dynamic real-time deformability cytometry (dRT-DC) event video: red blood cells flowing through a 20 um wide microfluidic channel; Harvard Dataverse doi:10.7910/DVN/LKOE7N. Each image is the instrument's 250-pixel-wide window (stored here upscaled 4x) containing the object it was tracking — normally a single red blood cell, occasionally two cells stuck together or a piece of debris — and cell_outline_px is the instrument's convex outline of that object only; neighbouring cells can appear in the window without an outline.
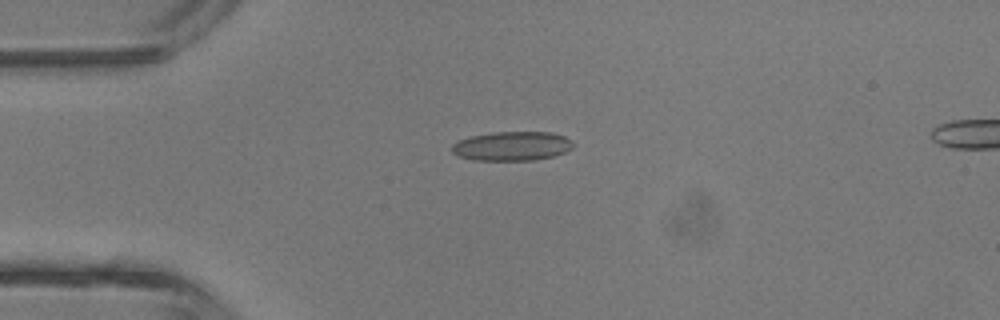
{"species": "common noctule bat (a hibernating species)", "species_latin": "Nyctalus noctula", "temperature_condition": "room temperature", "stored_images_in_passage": 16, "camera_frame_rate_fps": 3000, "um_per_image_px": 0.085, "animal": {"sex": "male", "body_mass_g": 13.3}, "frame": {"image": 1, "passage_image": 11, "time_ms": 3.333, "image_size_px": [1000, 320], "cell_outline_px": [[576, 144], [572, 148], [564, 152], [552, 156], [532, 160], [472, 160], [460, 156], [452, 152], [452, 144], [460, 140], [472, 136], [492, 132], [552, 132], [564, 136], [572, 140]], "centroid_in_image_um": [43.55, 12.41], "position_along_channel_um": 41.5, "area_um2": 20.58}}
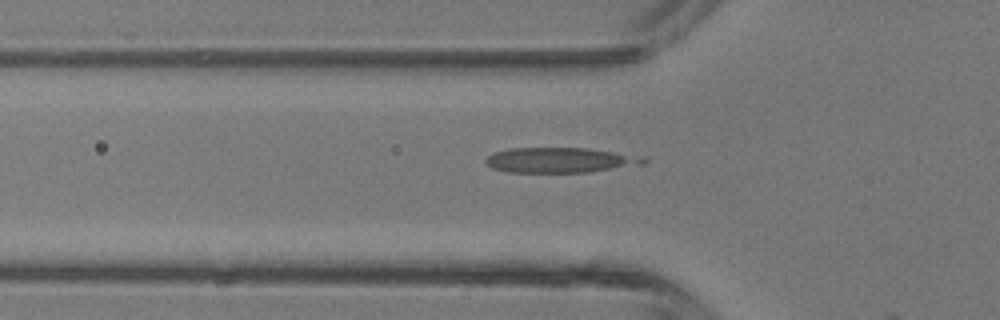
{"frame": {"image": 2, "passage_image": 15, "time_ms": 4.667, "image_size_px": [1000, 320], "cell_outline_px": [[648, 160], [644, 164], [588, 172], [508, 172], [492, 168], [484, 160], [492, 152], [508, 148], [588, 148], [648, 156]], "centroid_in_image_um": [47.67, 13.6], "position_along_channel_um": 78.1, "area_um2": 23.41}}